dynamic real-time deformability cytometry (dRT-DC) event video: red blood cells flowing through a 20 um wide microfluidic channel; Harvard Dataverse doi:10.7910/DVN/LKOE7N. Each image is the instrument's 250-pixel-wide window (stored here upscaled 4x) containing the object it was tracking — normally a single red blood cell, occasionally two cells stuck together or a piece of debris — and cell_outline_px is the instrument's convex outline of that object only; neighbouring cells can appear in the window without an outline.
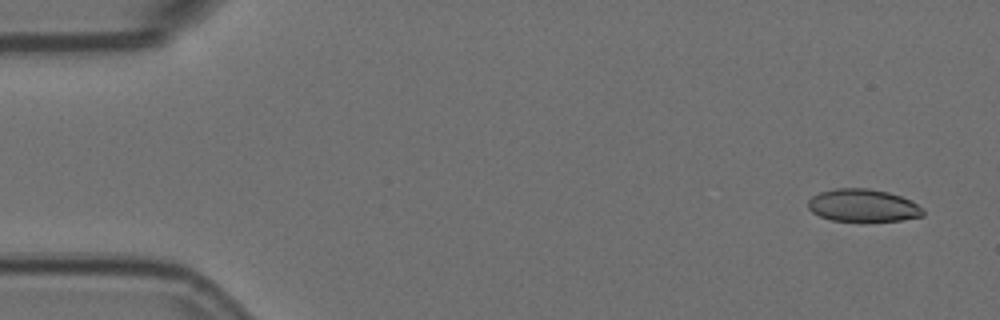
{"species": "Egyptian fruit bat (a non-hibernating species)", "species_latin": "Rousettus aegyptiacus", "temperature_condition": "room temperature", "stored_images_in_passage": 4, "camera_frame_rate_fps": 3000, "um_per_image_px": 0.085, "animal": {"sex": "female"}, "frame": {"image": 1, "passage_image": 1, "time_ms": 0.0, "image_size_px": [1000, 320], "cell_outline_px": [[924, 216], [900, 220], [832, 220], [820, 216], [812, 212], [808, 208], [808, 200], [812, 196], [820, 192], [836, 188], [868, 188], [888, 192], [900, 196], [916, 204], [924, 212]], "centroid_in_image_um": [73.31, 17.45], "position_along_channel_um": 11.7, "area_um2": 21.44}}
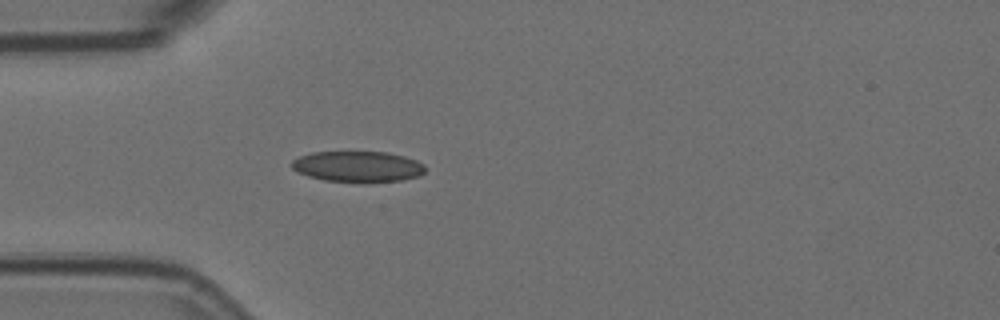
{"frame": {"image": 2, "passage_image": 4, "time_ms": 1.0, "image_size_px": [1000, 320], "cell_outline_px": [[424, 172], [420, 176], [400, 180], [360, 184], [324, 180], [308, 176], [296, 172], [292, 168], [292, 160], [300, 156], [312, 152], [388, 152], [404, 156], [416, 160], [424, 164]], "centroid_in_image_um": [30.41, 14.18], "position_along_channel_um": 54.6, "area_um2": 24.45}}